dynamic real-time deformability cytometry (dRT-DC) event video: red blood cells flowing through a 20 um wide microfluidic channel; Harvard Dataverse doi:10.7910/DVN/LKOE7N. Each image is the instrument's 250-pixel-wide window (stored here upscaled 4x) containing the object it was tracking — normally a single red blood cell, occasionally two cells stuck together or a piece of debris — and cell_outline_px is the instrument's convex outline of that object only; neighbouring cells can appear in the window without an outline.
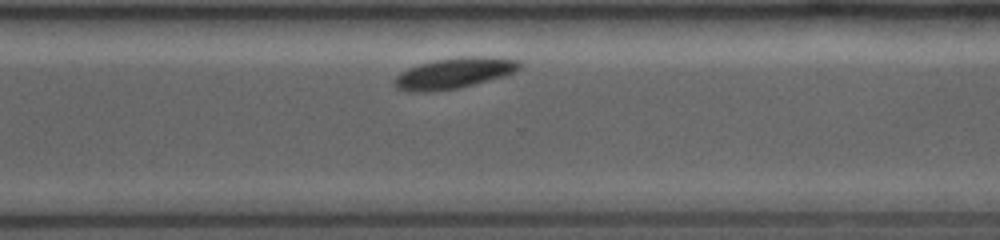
{"species": "common noctule bat (a hibernating species)", "species_latin": "Nyctalus noctula", "temperature_condition": "room temperature", "stored_images_in_passage": 15, "camera_frame_rate_fps": 4000, "um_per_image_px": 0.085, "animal": {"sex": "female", "body_mass_g": 19.0, "forearm_length_mm": 53.3}, "frame": {"image": 1, "passage_image": 15, "time_ms": 8.0, "image_size_px": [1000, 240], "cell_outline_px": [[520, 68], [516, 72], [504, 76], [456, 88], [432, 92], [408, 92], [396, 88], [392, 84], [392, 80], [400, 72], [408, 68], [420, 64], [436, 60], [460, 56], [480, 56], [516, 60], [520, 64]], "centroid_in_image_um": [38.52, 6.23], "position_along_channel_um": 332.1, "area_um2": 22.37}}